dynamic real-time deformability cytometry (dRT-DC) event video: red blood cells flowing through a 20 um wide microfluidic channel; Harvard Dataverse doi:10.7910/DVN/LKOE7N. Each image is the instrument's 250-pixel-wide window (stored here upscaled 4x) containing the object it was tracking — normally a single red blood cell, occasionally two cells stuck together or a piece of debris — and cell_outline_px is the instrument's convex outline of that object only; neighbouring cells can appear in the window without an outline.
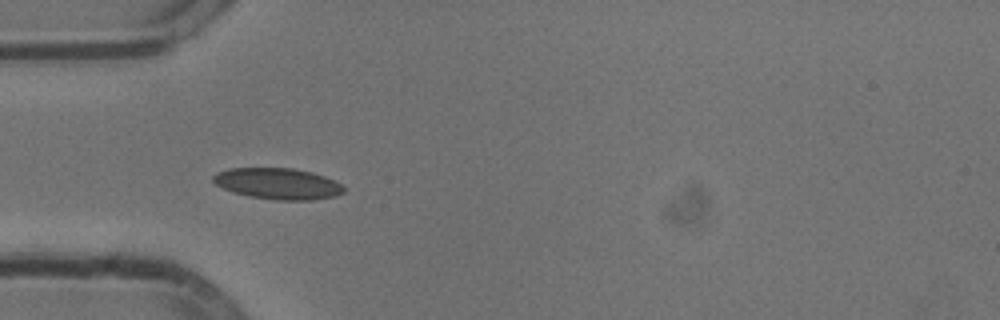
{"species": "common noctule bat (a hibernating species)", "species_latin": "Nyctalus noctula", "temperature_condition": "cold", "stored_images_in_passage": 39, "camera_frame_rate_fps": 3000, "um_per_image_px": 0.085, "animal": {"sex": "male", "body_mass_g": 13.3}, "frame": {"image": 1, "passage_image": 1, "time_ms": 0.0, "image_size_px": [1000, 320], "cell_outline_px": [[344, 192], [336, 196], [312, 200], [276, 200], [248, 196], [232, 192], [216, 184], [212, 180], [212, 176], [216, 172], [228, 168], [292, 168], [312, 172], [324, 176], [340, 184], [344, 188]], "centroid_in_image_um": [23.59, 15.61], "position_along_channel_um": 61.4, "area_um2": 23.76}}
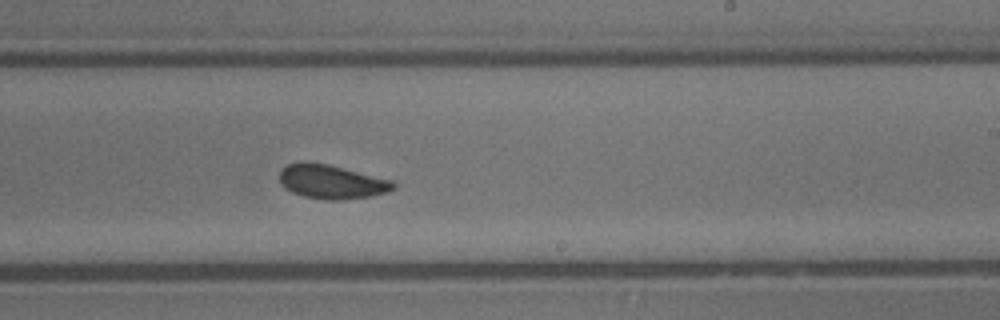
{"frame": {"image": 2, "passage_image": 17, "time_ms": 5.333, "image_size_px": [1000, 320], "cell_outline_px": [[396, 188], [388, 192], [372, 196], [344, 200], [324, 200], [304, 196], [292, 192], [284, 188], [280, 180], [280, 172], [288, 164], [300, 160], [304, 160], [328, 164], [392, 180], [396, 184]], "centroid_in_image_um": [28.19, 15.45], "position_along_channel_um": 260.8, "area_um2": 22.83}}
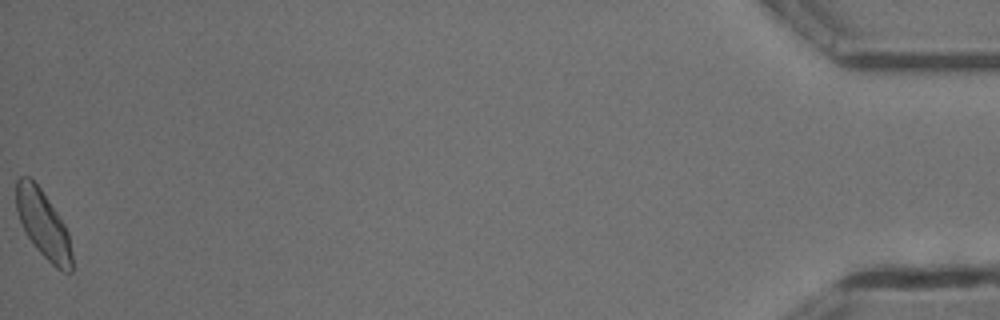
{"frame": {"image": 3, "passage_image": 39, "time_ms": 12.667, "image_size_px": [1000, 320], "cell_outline_px": [[72, 272], [64, 272], [56, 268], [36, 248], [28, 236], [20, 220], [16, 208], [16, 180], [20, 176], [28, 176], [40, 188], [64, 224], [68, 232], [72, 252]], "centroid_in_image_um": [3.68, 19.08], "position_along_channel_um": 431.5, "area_um2": 21.56}, "authors_computed_cell_mechanics": {"area_um2": 21.964, "velocity_mm_per_s": 3.7725, "shape_relaxation_time_tau1_ms": 3.2639, "shape_relaxation_time_tau2_ms": 0.6798, "deformation_change_tau1": 0.0716, "deformation_change_tau2": 0.0326}}